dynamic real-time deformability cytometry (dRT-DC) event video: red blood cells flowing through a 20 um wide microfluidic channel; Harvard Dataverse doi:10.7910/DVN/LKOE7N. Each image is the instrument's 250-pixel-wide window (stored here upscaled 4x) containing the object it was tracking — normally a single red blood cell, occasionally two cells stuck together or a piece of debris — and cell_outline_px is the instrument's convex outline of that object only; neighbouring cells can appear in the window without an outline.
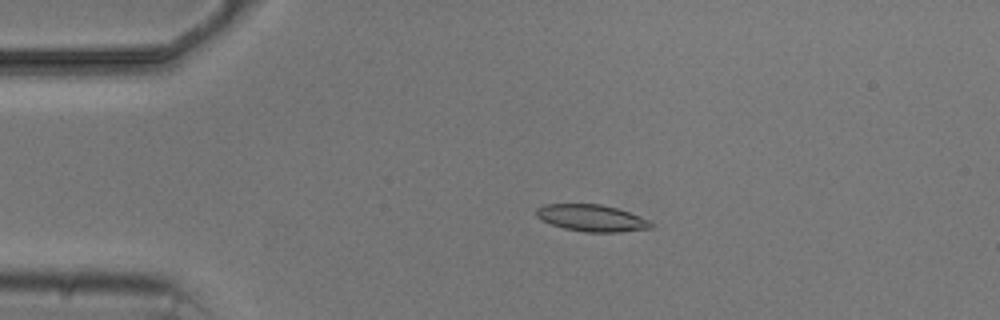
{"species": "common noctule bat (a hibernating species)", "species_latin": "Nyctalus noctula", "temperature_condition": "cold", "stored_images_in_passage": 2, "camera_frame_rate_fps": 3000, "um_per_image_px": 0.085, "animal": {"sex": "male", "body_mass_g": 20.5, "forearm_length_mm": 52.5}, "frame": {"image": 1, "passage_image": 1, "time_ms": 0.0, "image_size_px": [1000, 320], "cell_outline_px": [[652, 228], [620, 232], [584, 232], [564, 228], [540, 220], [536, 216], [536, 208], [544, 204], [600, 204], [616, 208], [640, 216], [648, 220], [652, 224]], "centroid_in_image_um": [50.26, 18.53], "position_along_channel_um": 34.7, "area_um2": 17.86}}